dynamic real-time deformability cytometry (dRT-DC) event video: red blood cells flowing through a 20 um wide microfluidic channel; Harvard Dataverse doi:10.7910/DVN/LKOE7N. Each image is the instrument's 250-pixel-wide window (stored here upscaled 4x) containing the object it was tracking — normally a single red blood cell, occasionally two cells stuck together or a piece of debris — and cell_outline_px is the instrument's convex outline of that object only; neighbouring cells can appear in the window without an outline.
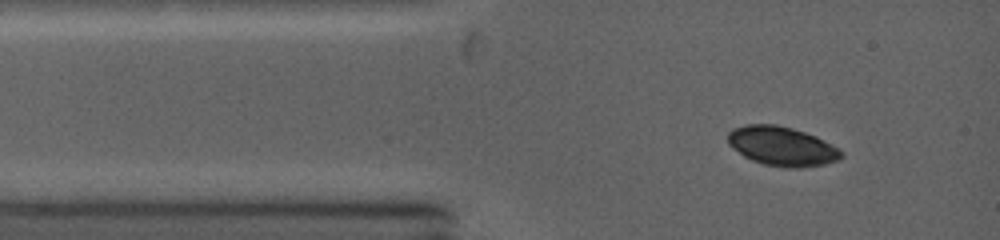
{"species": "common noctule bat (a hibernating species)", "species_latin": "Nyctalus noctula", "temperature_condition": "warm", "stored_images_in_passage": 12, "camera_frame_rate_fps": 5000, "um_per_image_px": 0.085, "animal": {"sex": "female", "body_mass_g": 19.0, "forearm_length_mm": 53.3}, "frame": {"image": 1, "passage_image": 1, "time_ms": 0.0, "image_size_px": [1000, 240], "cell_outline_px": [[844, 156], [840, 160], [824, 164], [800, 168], [784, 168], [764, 164], [752, 160], [744, 156], [732, 148], [728, 144], [728, 132], [732, 128], [744, 124], [776, 124], [792, 128], [816, 136], [844, 152]], "centroid_in_image_um": [66.45, 12.43], "position_along_channel_um": 18.5, "area_um2": 26.13}}
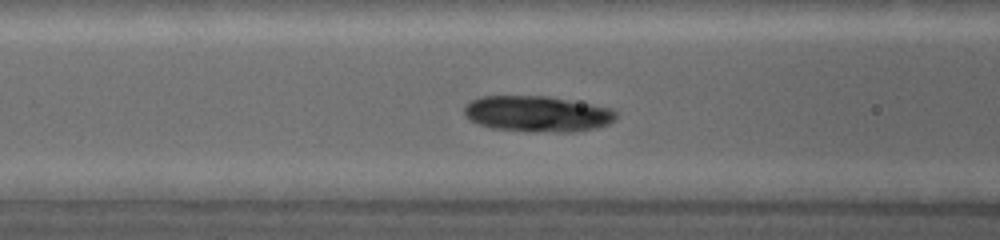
{"frame": {"image": 2, "passage_image": 7, "time_ms": 3.0, "image_size_px": [1000, 240], "cell_outline_px": [[616, 120], [608, 124], [596, 128], [572, 132], [528, 132], [488, 128], [476, 124], [468, 120], [464, 116], [464, 108], [472, 100], [484, 96], [544, 96], [588, 104], [608, 108], [616, 112]], "centroid_in_image_um": [45.61, 9.71], "position_along_channel_um": 121.0, "area_um2": 31.85}}
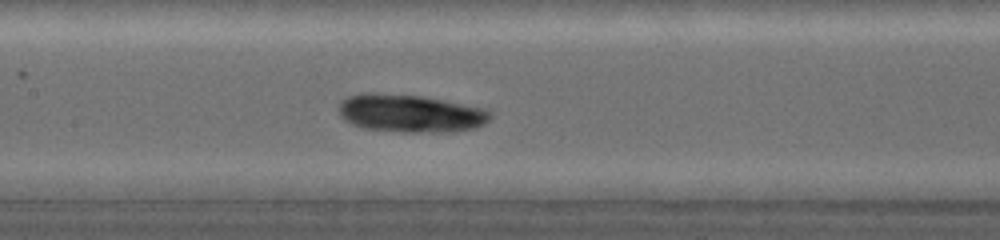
{"frame": {"image": 3, "passage_image": 9, "time_ms": 4.2, "image_size_px": [1000, 240], "cell_outline_px": [[492, 116], [484, 124], [476, 128], [452, 132], [400, 132], [360, 128], [344, 120], [340, 116], [340, 104], [344, 100], [352, 96], [416, 96], [440, 100], [484, 108], [492, 112]], "centroid_in_image_um": [34.98, 9.71], "position_along_channel_um": 172.4, "area_um2": 32.25}}